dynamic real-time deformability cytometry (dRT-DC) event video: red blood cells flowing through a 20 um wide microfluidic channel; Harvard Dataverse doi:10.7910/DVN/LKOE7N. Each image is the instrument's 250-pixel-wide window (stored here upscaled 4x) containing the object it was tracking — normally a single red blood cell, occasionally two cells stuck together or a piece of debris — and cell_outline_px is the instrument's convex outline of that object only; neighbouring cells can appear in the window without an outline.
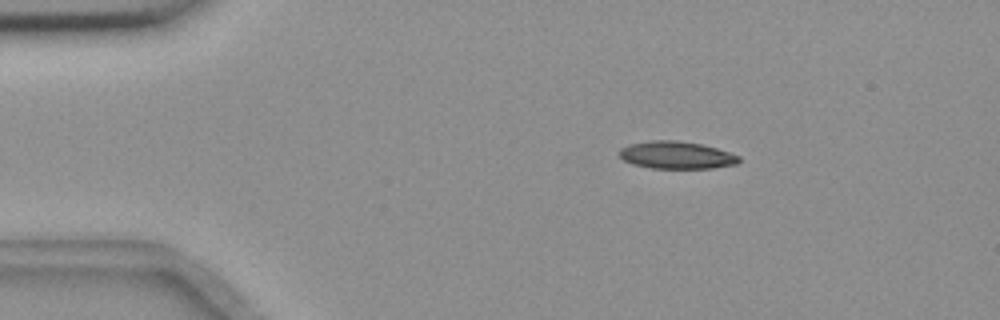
{"species": "common noctule bat (a hibernating species)", "species_latin": "Nyctalus noctula", "temperature_condition": "room temperature", "stored_images_in_passage": 49, "camera_frame_rate_fps": 3000, "um_per_image_px": 0.085, "animal": {"sex": "female", "body_mass_g": 18.4}, "frame": {"image": 1, "passage_image": 3, "time_ms": 0.667, "image_size_px": [1000, 320], "cell_outline_px": [[740, 160], [736, 164], [712, 168], [652, 168], [632, 164], [624, 160], [620, 156], [620, 148], [628, 144], [652, 140], [676, 140], [700, 144], [716, 148], [740, 156]], "centroid_in_image_um": [57.48, 13.18], "position_along_channel_um": 27.5, "area_um2": 19.02}}
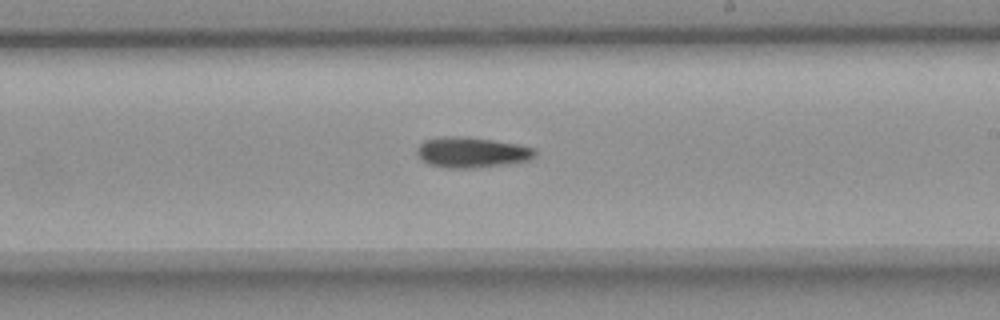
{"frame": {"image": 2, "passage_image": 26, "time_ms": 8.333, "image_size_px": [1000, 320], "cell_outline_px": [[536, 156], [532, 160], [508, 164], [476, 168], [448, 168], [428, 164], [420, 160], [416, 152], [416, 148], [424, 140], [440, 136], [464, 136], [520, 144], [536, 148]], "centroid_in_image_um": [40.11, 12.95], "position_along_channel_um": 248.9, "area_um2": 21.5}}
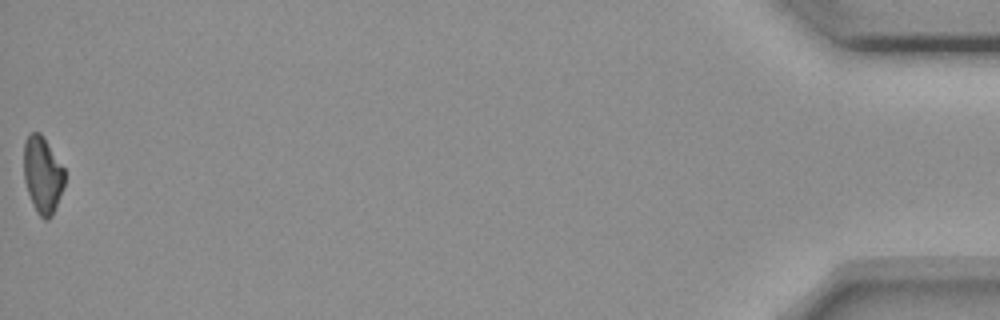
{"frame": {"image": 3, "passage_image": 49, "time_ms": 16.0, "image_size_px": [1000, 320], "cell_outline_px": [[64, 184], [60, 196], [52, 216], [48, 220], [44, 220], [36, 212], [28, 192], [24, 180], [24, 140], [32, 132], [40, 132], [44, 136], [64, 168]], "centroid_in_image_um": [3.62, 14.85], "position_along_channel_um": 431.6, "area_um2": 18.26}}